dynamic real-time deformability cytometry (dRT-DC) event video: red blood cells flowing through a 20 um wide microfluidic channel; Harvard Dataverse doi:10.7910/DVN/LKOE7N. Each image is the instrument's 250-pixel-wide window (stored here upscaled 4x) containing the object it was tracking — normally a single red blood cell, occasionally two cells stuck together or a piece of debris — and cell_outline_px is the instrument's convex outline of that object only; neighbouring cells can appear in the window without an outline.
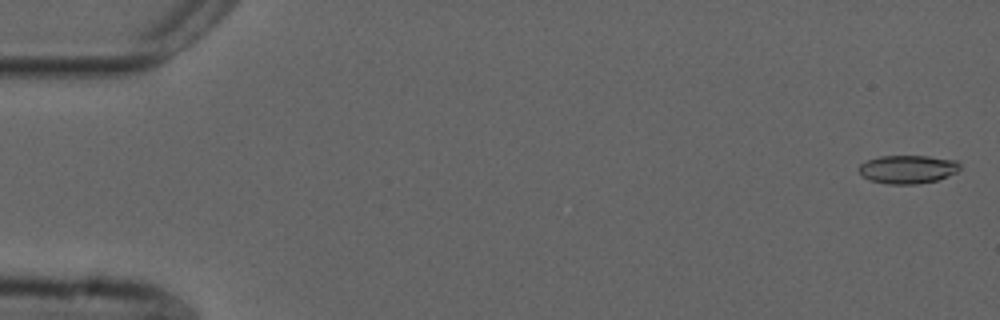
{"species": "common noctule bat (a hibernating species)", "species_latin": "Nyctalus noctula", "temperature_condition": "cold", "stored_images_in_passage": 9, "camera_frame_rate_fps": 3000, "um_per_image_px": 0.085, "animal": {"sex": "male", "forearm_length_mm": 52.5}, "frame": {"image": 1, "passage_image": 2, "time_ms": 0.333, "image_size_px": [1000, 320], "cell_outline_px": [[960, 168], [956, 172], [936, 180], [916, 184], [888, 184], [868, 180], [860, 172], [860, 164], [868, 160], [880, 156], [928, 156], [956, 160], [960, 164]], "centroid_in_image_um": [77.16, 14.38], "position_along_channel_um": 7.8, "area_um2": 16.53}}